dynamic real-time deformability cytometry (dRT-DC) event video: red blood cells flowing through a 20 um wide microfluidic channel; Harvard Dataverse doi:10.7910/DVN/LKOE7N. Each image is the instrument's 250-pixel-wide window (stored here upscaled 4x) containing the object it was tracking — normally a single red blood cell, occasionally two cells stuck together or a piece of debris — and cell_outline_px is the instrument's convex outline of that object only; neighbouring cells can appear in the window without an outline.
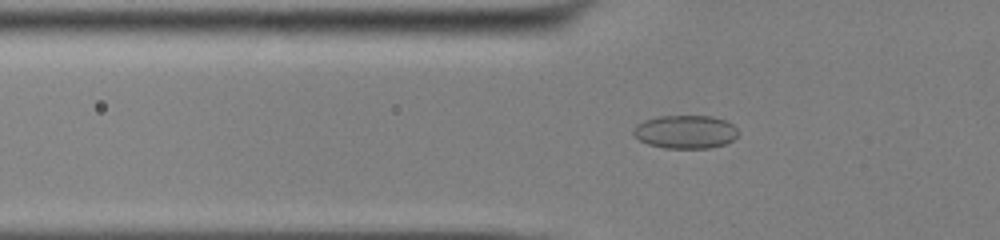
{"species": "common noctule bat (a hibernating species)", "species_latin": "Nyctalus noctula", "temperature_condition": "cold", "stored_images_in_passage": 55, "camera_frame_rate_fps": 3000, "um_per_image_px": 0.085, "animal": {"sex": "male", "body_mass_g": 13.0, "forearm_length_mm": 53.1}, "frame": {"image": 1, "passage_image": 20, "time_ms": 6.333, "image_size_px": [1000, 240], "cell_outline_px": [[740, 132], [732, 140], [724, 144], [708, 148], [664, 148], [648, 144], [640, 140], [632, 132], [632, 128], [636, 124], [644, 120], [656, 116], [712, 116], [724, 120], [732, 124]], "centroid_in_image_um": [58.24, 11.2], "position_along_channel_um": 67.6, "area_um2": 20.4}}
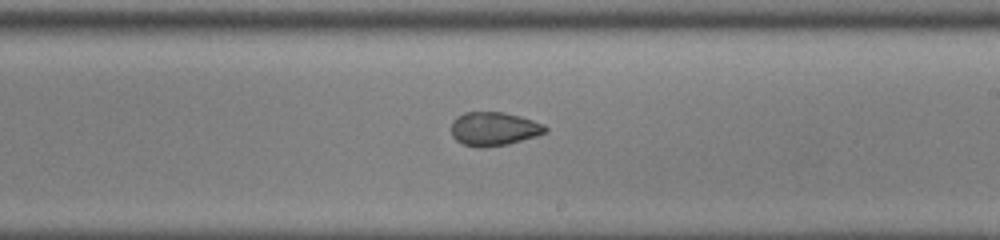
{"frame": {"image": 2, "passage_image": 34, "time_ms": 11.0, "image_size_px": [1000, 240], "cell_outline_px": [[548, 132], [536, 136], [508, 144], [484, 148], [480, 148], [464, 144], [456, 140], [452, 136], [452, 120], [456, 116], [464, 112], [504, 112], [520, 116], [544, 124], [548, 128]], "centroid_in_image_um": [41.99, 10.95], "position_along_channel_um": 247.0, "area_um2": 18.61}}
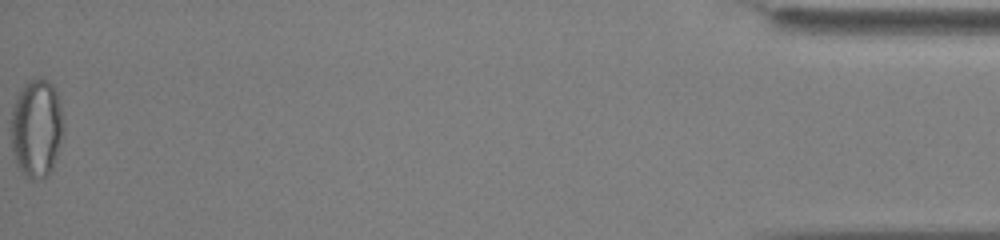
{"frame": {"image": 3, "passage_image": 55, "time_ms": 18.0, "image_size_px": [1000, 240], "cell_outline_px": [[64, 132], [52, 172], [48, 176], [32, 180], [16, 164], [12, 152], [12, 108], [20, 88], [28, 80], [40, 76], [48, 80], [52, 84], [56, 92], [64, 120]], "centroid_in_image_um": [3.13, 10.88], "position_along_channel_um": 432.1, "area_um2": 30.4}, "authors_computed_cell_mechanics": {"area_um2": 21.1548, "velocity_mm_per_s": 3.905, "shape_relaxation_time_tau1_ms": null, "shape_relaxation_time_tau2_ms": 1.2841, "deformation_change_tau1": null, "deformation_change_tau2": 0.0525}}